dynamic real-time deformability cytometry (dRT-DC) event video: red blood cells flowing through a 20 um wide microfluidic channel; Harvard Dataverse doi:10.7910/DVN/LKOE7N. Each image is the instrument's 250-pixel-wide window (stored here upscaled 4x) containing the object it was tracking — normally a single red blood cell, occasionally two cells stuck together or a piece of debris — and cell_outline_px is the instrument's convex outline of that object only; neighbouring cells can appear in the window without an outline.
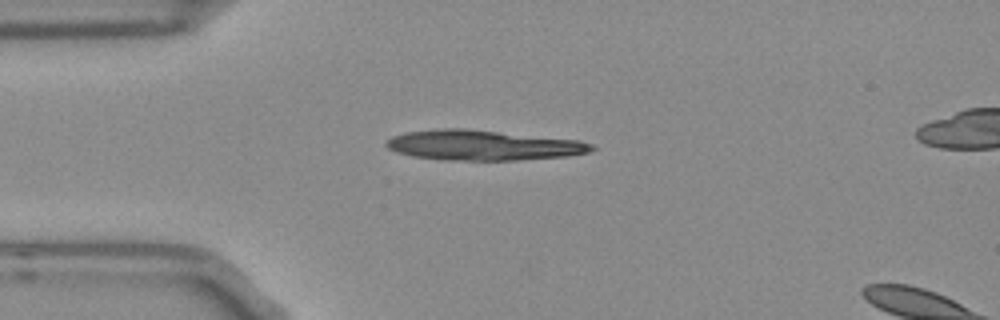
{"species": "Egyptian fruit bat (a non-hibernating species)", "species_latin": "Rousettus aegyptiacus", "temperature_condition": "room temperature", "stored_images_in_passage": 42, "camera_frame_rate_fps": 3000, "um_per_image_px": 0.085, "frame": {"image": 1, "passage_image": 1, "time_ms": 0.0, "image_size_px": [1000, 320], "cell_outline_px": [[596, 148], [588, 152], [568, 156], [516, 160], [444, 160], [412, 156], [396, 152], [388, 148], [384, 144], [392, 136], [404, 132], [444, 128], [464, 128], [580, 140], [592, 144]], "centroid_in_image_um": [41.04, 12.34], "position_along_channel_um": 44.0, "area_um2": 36.13}, "authors_computed_cell_mechanics": {"area_um2": 16.8776, "velocity_mm_per_s": 3.7569, "shape_relaxation_time_tau1_ms": 1.3141, "shape_relaxation_time_tau2_ms": null, "deformation_change_tau1": 0.1277, "deformation_change_tau2": null}}